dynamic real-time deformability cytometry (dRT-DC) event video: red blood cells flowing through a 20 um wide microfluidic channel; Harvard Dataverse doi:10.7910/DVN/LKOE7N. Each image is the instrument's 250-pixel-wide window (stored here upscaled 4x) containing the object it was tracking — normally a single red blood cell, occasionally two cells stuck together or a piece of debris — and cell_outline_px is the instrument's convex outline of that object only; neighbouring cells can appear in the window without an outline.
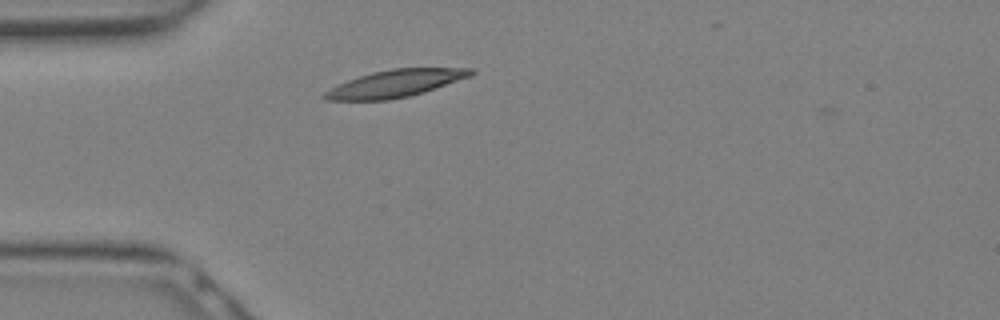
{"species": "Egyptian fruit bat (a non-hibernating species)", "species_latin": "Rousettus aegyptiacus", "temperature_condition": "warm", "stored_images_in_passage": 2, "camera_frame_rate_fps": 3000, "um_per_image_px": 0.085, "animal": {"sex": "female"}, "frame": {"image": 1, "passage_image": 1, "time_ms": 0.0, "image_size_px": [1000, 320], "cell_outline_px": [[476, 72], [472, 76], [424, 92], [408, 96], [388, 100], [328, 100], [324, 96], [324, 92], [348, 80], [372, 72], [392, 68], [476, 68]], "centroid_in_image_um": [33.69, 7.08], "position_along_channel_um": 51.3, "area_um2": 23.0}}